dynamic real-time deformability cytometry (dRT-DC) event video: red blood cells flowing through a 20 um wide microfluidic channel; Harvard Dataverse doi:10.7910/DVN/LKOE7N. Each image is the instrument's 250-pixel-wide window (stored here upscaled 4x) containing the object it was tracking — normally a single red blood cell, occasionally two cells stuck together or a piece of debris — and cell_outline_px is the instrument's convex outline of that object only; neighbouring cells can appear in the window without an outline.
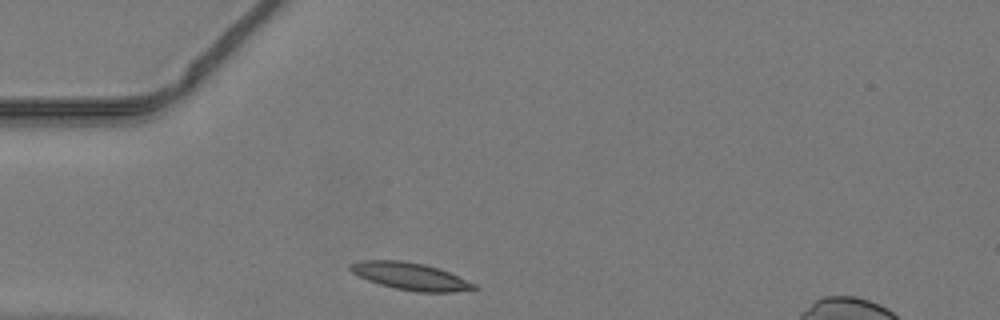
{"species": "common noctule bat (a hibernating species)", "species_latin": "Nyctalus noctula", "temperature_condition": "warm", "stored_images_in_passage": 36, "camera_frame_rate_fps": 3000, "um_per_image_px": 0.085, "animal": {"sex": "male", "body_mass_g": 19.2, "forearm_length_mm": 51.8}, "frame": {"image": 1, "passage_image": 1, "time_ms": 0.0, "image_size_px": [1000, 320], "cell_outline_px": [[480, 288], [452, 292], [416, 292], [396, 288], [380, 284], [368, 280], [352, 272], [348, 268], [348, 264], [360, 260], [400, 260], [424, 264], [448, 272], [476, 284]], "centroid_in_image_um": [34.86, 23.48], "position_along_channel_um": 50.1, "area_um2": 19.48}}
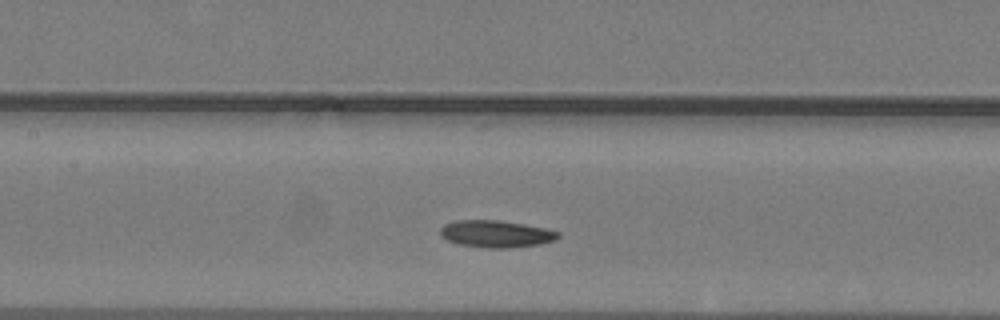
{"frame": {"image": 2, "passage_image": 10, "time_ms": 3.0, "image_size_px": [1000, 320], "cell_outline_px": [[560, 236], [556, 240], [540, 244], [508, 248], [488, 248], [460, 244], [448, 240], [440, 236], [440, 228], [444, 224], [456, 220], [500, 220], [524, 224], [544, 228], [560, 232]], "centroid_in_image_um": [42.17, 19.87], "position_along_channel_um": 165.2, "area_um2": 18.61}}
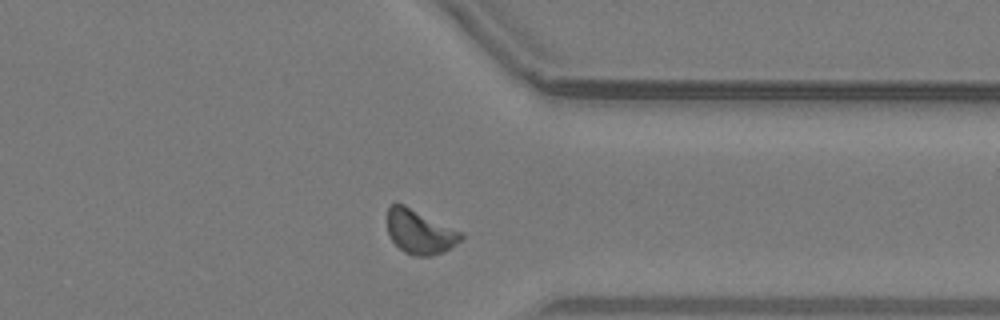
{"frame": {"image": 3, "passage_image": 25, "time_ms": 8.0, "image_size_px": [1000, 320], "cell_outline_px": [[464, 236], [456, 244], [444, 252], [432, 256], [416, 256], [404, 252], [392, 240], [388, 232], [388, 208], [392, 204], [404, 204], [460, 232]], "centroid_in_image_um": [35.67, 19.73], "position_along_channel_um": 375.7, "area_um2": 18.55}}